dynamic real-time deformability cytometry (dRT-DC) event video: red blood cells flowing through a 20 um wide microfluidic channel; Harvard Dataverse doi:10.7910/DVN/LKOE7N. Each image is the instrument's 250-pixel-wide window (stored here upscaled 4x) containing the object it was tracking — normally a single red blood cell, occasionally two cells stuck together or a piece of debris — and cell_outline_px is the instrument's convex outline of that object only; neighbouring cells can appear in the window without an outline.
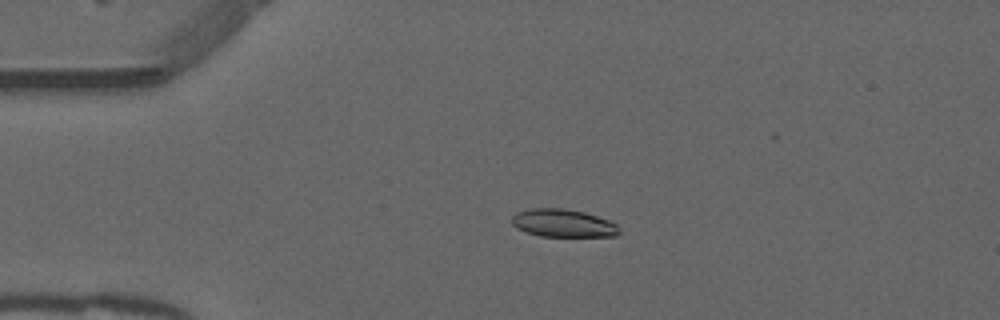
{"species": "common noctule bat (a hibernating species)", "species_latin": "Nyctalus noctula", "temperature_condition": "warm", "stored_images_in_passage": 53, "camera_frame_rate_fps": 3000, "um_per_image_px": 0.085, "animal": {"sex": "male", "forearm_length_mm": 52.5}, "frame": {"image": 1, "passage_image": 12, "time_ms": 3.667, "image_size_px": [1000, 320], "cell_outline_px": [[620, 232], [616, 236], [540, 236], [516, 228], [512, 224], [512, 216], [516, 212], [532, 208], [564, 208], [584, 212], [608, 220], [616, 224], [620, 228]], "centroid_in_image_um": [47.86, 18.96], "position_along_channel_um": 37.1, "area_um2": 17.4}}
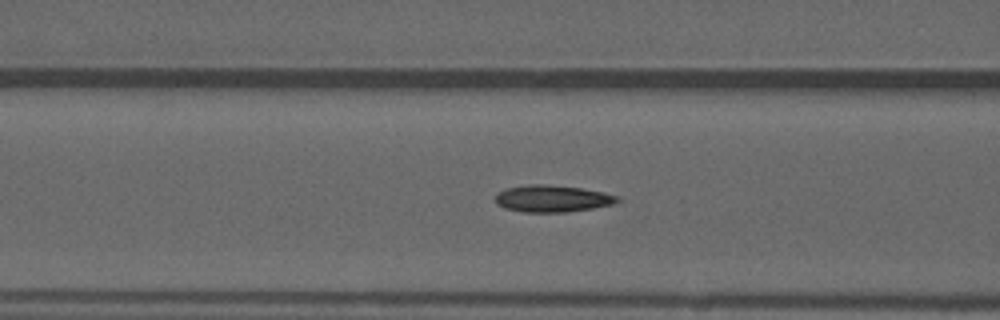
{"frame": {"image": 2, "passage_image": 21, "time_ms": 6.667, "image_size_px": [1000, 320], "cell_outline_px": [[620, 200], [612, 204], [592, 208], [568, 212], [524, 212], [504, 208], [496, 204], [496, 192], [504, 188], [528, 184], [544, 184], [580, 188], [604, 192], [620, 196]], "centroid_in_image_um": [46.91, 16.87], "position_along_channel_um": 119.7, "area_um2": 19.25}}
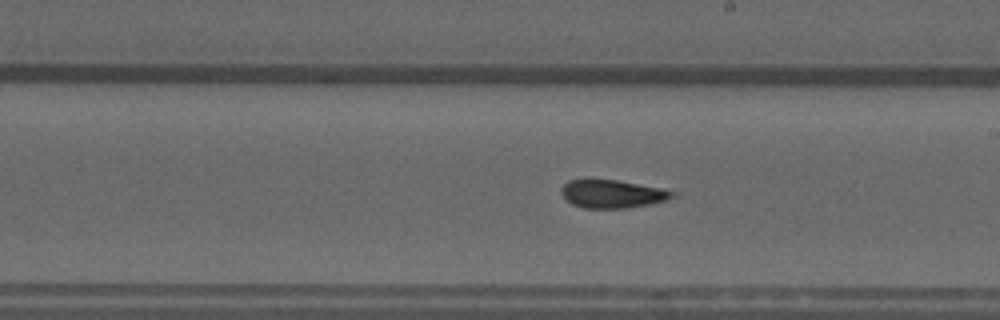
{"frame": {"image": 3, "passage_image": 30, "time_ms": 9.667, "image_size_px": [1000, 320], "cell_outline_px": [[680, 196], [648, 204], [624, 208], [584, 208], [572, 204], [560, 192], [560, 188], [568, 180], [588, 176], [616, 180], [660, 188], [680, 192]], "centroid_in_image_um": [52.02, 16.43], "position_along_channel_um": 237.0, "area_um2": 18.79}, "authors_computed_cell_mechanics": {"area_um2": 18.3804, "velocity_mm_per_s": 3.9179, "shape_relaxation_time_tau1_ms": 9.8814, "shape_relaxation_time_tau2_ms": 2.3543, "deformation_change_tau1": 0.2178, "deformation_change_tau2": 0.1101}}